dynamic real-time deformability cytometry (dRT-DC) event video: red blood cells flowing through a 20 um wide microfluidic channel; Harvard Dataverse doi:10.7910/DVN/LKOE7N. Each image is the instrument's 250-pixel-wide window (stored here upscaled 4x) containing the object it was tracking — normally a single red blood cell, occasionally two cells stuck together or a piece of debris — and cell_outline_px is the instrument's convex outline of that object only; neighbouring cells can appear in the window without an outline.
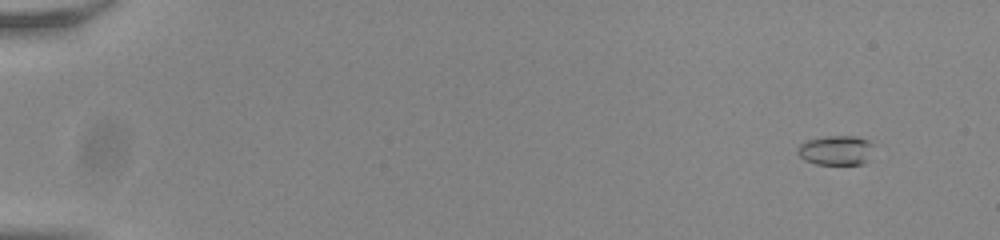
{"species": "common noctule bat (a hibernating species)", "species_latin": "Nyctalus noctula", "temperature_condition": "room temperature", "stored_images_in_passage": 52, "camera_frame_rate_fps": 3000, "um_per_image_px": 0.085, "animal": {"sex": "male", "body_mass_g": 20.0, "forearm_length_mm": 53.3}, "frame": {"image": 1, "passage_image": 1, "time_ms": 0.0, "image_size_px": [1000, 240], "cell_outline_px": [[876, 144], [868, 160], [864, 164], [816, 164], [804, 160], [796, 152], [800, 144], [808, 140], [828, 136], [856, 136], [868, 140]], "centroid_in_image_um": [71.11, 12.77], "position_along_channel_um": 13.9, "area_um2": 13.29}}
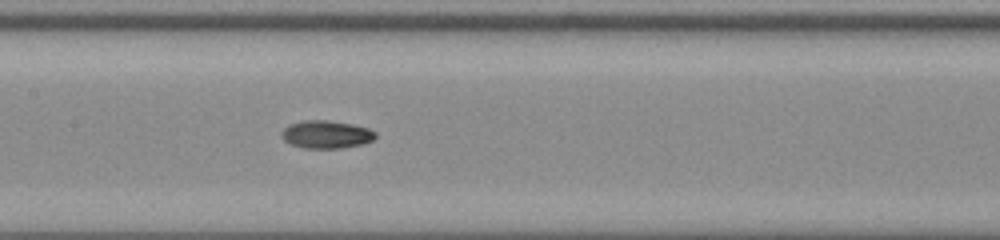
{"frame": {"image": 2, "passage_image": 26, "time_ms": 8.333, "image_size_px": [1000, 240], "cell_outline_px": [[376, 136], [372, 140], [364, 144], [340, 148], [304, 148], [292, 144], [284, 140], [280, 136], [280, 132], [284, 128], [292, 124], [304, 120], [328, 120], [352, 124], [368, 128], [376, 132]], "centroid_in_image_um": [27.74, 11.43], "position_along_channel_um": 179.7, "area_um2": 15.2}}
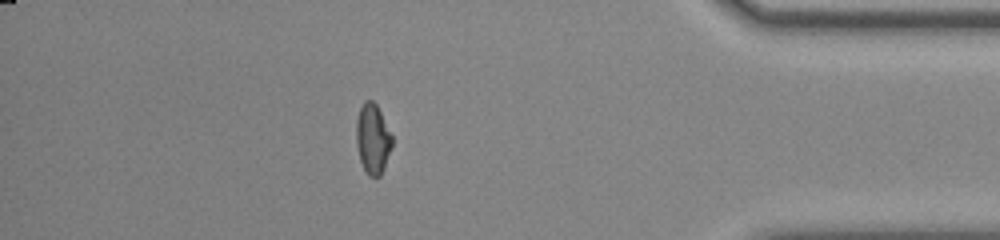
{"frame": {"image": 3, "passage_image": 46, "time_ms": 15.0, "image_size_px": [1000, 240], "cell_outline_px": [[392, 148], [384, 168], [380, 176], [368, 176], [360, 160], [356, 144], [356, 120], [360, 108], [364, 100], [372, 100], [376, 104], [392, 136]], "centroid_in_image_um": [31.67, 11.8], "position_along_channel_um": 403.5, "area_um2": 14.57}, "authors_computed_cell_mechanics": {"area_um2": 14.5656, "velocity_mm_per_s": 3.8402, "shape_relaxation_time_tau1_ms": 9.0429, "shape_relaxation_time_tau2_ms": 4.0603, "deformation_change_tau1": 0.2138, "deformation_change_tau2": 0.0812}}